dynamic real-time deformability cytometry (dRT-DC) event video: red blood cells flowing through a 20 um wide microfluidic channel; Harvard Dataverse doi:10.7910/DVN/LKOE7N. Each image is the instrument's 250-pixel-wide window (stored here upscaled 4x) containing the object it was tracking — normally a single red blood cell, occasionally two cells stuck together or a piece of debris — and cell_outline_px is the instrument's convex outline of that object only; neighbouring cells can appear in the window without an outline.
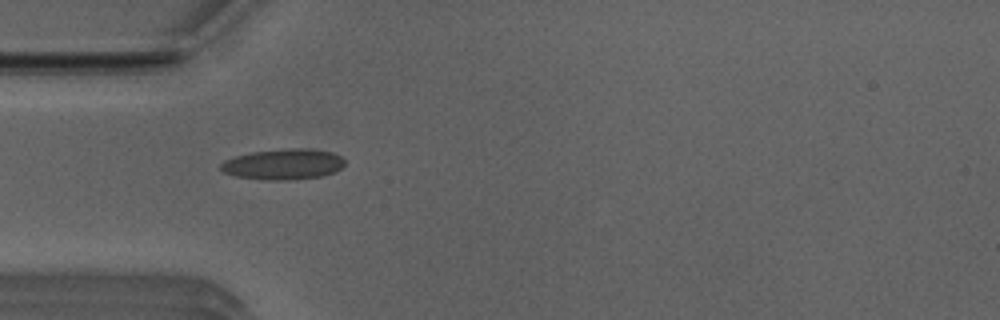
{"species": "Egyptian fruit bat (a non-hibernating species)", "species_latin": "Rousettus aegyptiacus", "temperature_condition": "room temperature", "stored_images_in_passage": 37, "camera_frame_rate_fps": 3000, "um_per_image_px": 0.085, "animal": {"sex": "male"}, "frame": {"image": 1, "passage_image": 1, "time_ms": 0.0, "image_size_px": [1000, 320], "cell_outline_px": [[344, 164], [336, 172], [320, 176], [288, 180], [264, 180], [236, 176], [224, 172], [220, 168], [220, 164], [224, 160], [236, 156], [252, 152], [292, 148], [312, 148], [332, 152], [340, 156], [344, 160]], "centroid_in_image_um": [24.09, 13.96], "position_along_channel_um": 60.9, "area_um2": 22.14}}
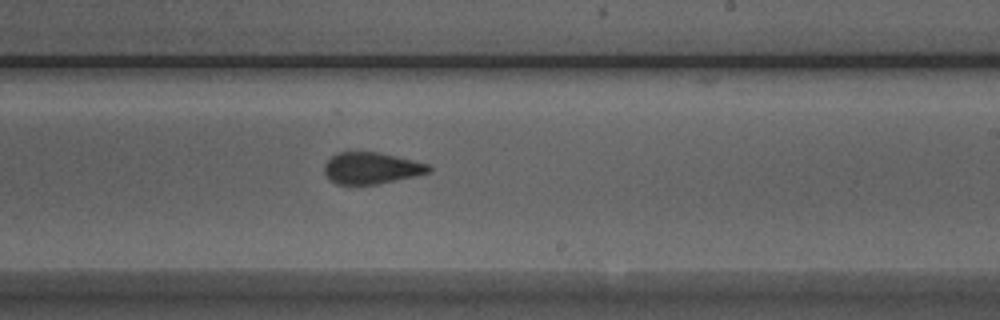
{"frame": {"image": 2, "passage_image": 16, "time_ms": 5.0, "image_size_px": [1000, 320], "cell_outline_px": [[432, 172], [416, 176], [376, 184], [336, 184], [324, 172], [324, 164], [336, 152], [380, 152], [428, 164], [432, 168]], "centroid_in_image_um": [31.59, 14.28], "position_along_channel_um": 257.4, "area_um2": 19.13}}
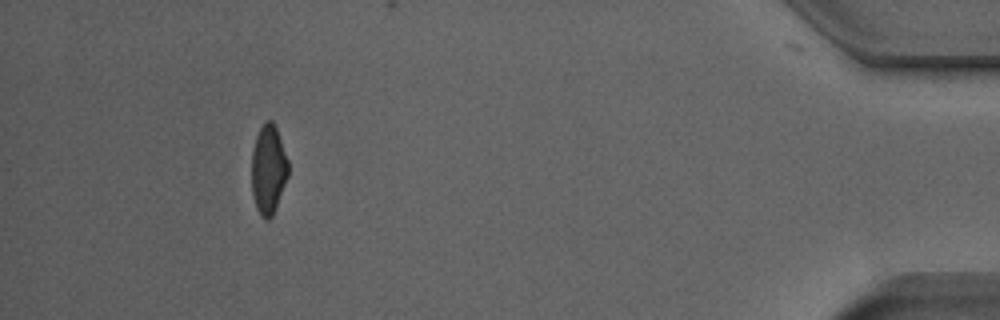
{"frame": {"image": 3, "passage_image": 33, "time_ms": 10.667, "image_size_px": [1000, 320], "cell_outline_px": [[288, 176], [276, 208], [272, 216], [268, 220], [264, 220], [260, 216], [256, 208], [252, 196], [252, 152], [256, 136], [260, 128], [268, 120], [272, 120], [276, 128], [288, 160]], "centroid_in_image_um": [22.81, 14.46], "position_along_channel_um": 412.4, "area_um2": 19.02}, "authors_computed_cell_mechanics": {"area_um2": 19.7676, "velocity_mm_per_s": 3.9465, "shape_relaxation_time_tau1_ms": 10.6266, "shape_relaxation_time_tau2_ms": 1.5081, "deformation_change_tau1": 0.2153, "deformation_change_tau2": 0.0914}}